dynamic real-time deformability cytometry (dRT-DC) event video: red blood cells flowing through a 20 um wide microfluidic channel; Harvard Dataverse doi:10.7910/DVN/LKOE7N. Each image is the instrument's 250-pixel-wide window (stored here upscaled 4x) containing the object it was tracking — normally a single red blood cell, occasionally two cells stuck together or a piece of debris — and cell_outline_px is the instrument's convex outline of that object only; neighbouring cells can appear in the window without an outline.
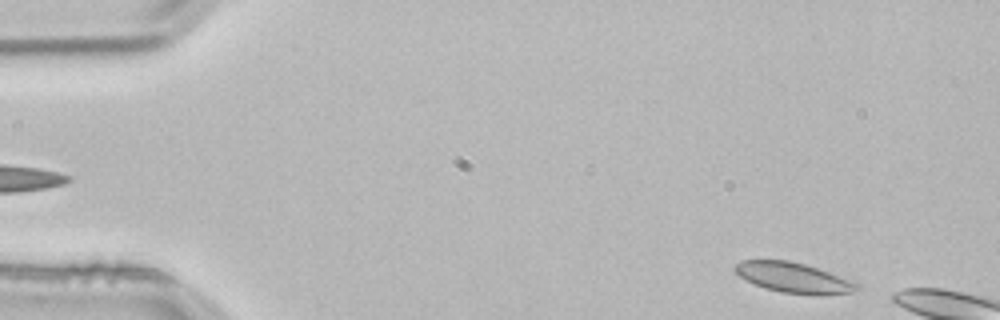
{"species": "common noctule bat (a hibernating species)", "species_latin": "Nyctalus noctula", "temperature_condition": "room temperature", "stored_images_in_passage": 3, "segment_of_instrument_passage": [2, 2], "camera_frame_rate_fps": 3000, "um_per_image_px": 0.085, "animal": {"sex": "male", "body_mass_g": 21.5, "forearm_length_mm": 52.0}, "frame": {"image": 1, "passage_image": 3, "time_ms": 0.667, "image_size_px": [1000, 320], "cell_outline_px": [[860, 288], [852, 292], [820, 296], [780, 292], [764, 288], [740, 276], [732, 268], [740, 260], [788, 260], [804, 264], [852, 280], [860, 284]], "centroid_in_image_um": [67.47, 23.61], "position_along_channel_um": 17.5, "area_um2": 21.5}}